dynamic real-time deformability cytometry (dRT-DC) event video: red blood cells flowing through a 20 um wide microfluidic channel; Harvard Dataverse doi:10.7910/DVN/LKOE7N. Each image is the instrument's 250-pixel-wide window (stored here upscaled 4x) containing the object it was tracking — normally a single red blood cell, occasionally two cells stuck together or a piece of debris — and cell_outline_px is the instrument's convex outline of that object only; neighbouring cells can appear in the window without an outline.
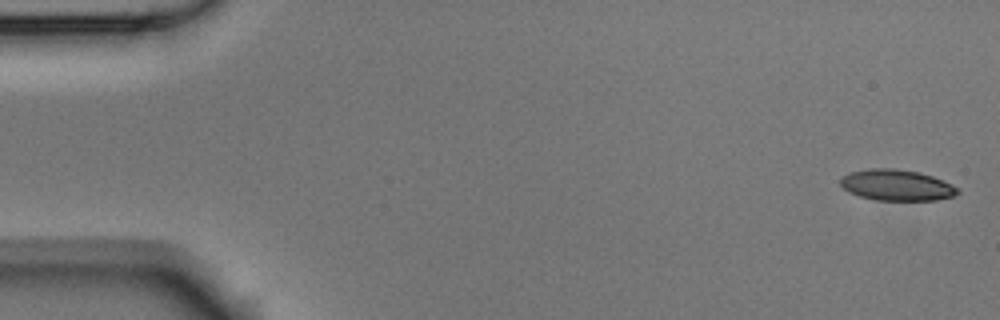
{"species": "Egyptian fruit bat (a non-hibernating species)", "species_latin": "Rousettus aegyptiacus", "temperature_condition": "room temperature", "stored_images_in_passage": 6, "camera_frame_rate_fps": 3000, "um_per_image_px": 0.085, "animal": {"sex": "male"}, "frame": {"image": 1, "passage_image": 1, "time_ms": 0.0, "image_size_px": [1000, 320], "cell_outline_px": [[960, 192], [956, 196], [936, 200], [876, 200], [860, 196], [844, 188], [840, 184], [840, 180], [844, 176], [852, 172], [872, 168], [892, 168], [920, 172], [932, 176], [952, 184], [960, 188]], "centroid_in_image_um": [76.29, 15.74], "position_along_channel_um": 8.7, "area_um2": 21.1}}